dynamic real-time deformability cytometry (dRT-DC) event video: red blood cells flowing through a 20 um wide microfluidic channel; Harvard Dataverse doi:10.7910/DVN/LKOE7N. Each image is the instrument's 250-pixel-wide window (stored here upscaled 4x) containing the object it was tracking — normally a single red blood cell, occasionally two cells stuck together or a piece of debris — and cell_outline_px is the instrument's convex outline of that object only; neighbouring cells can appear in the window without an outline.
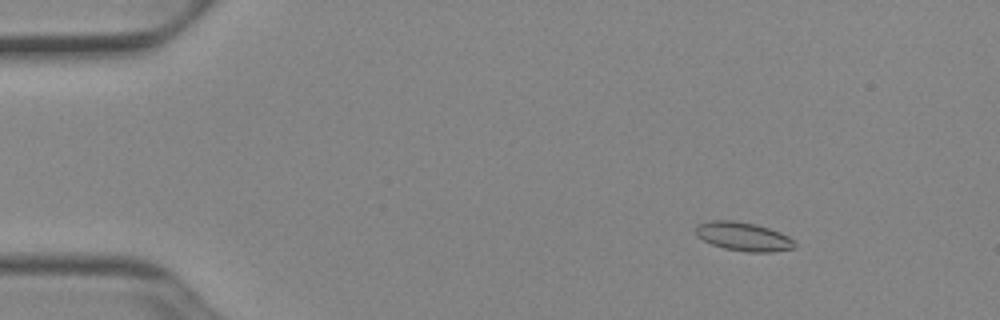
{"species": "Egyptian fruit bat (a non-hibernating species)", "species_latin": "Rousettus aegyptiacus", "temperature_condition": "cold", "stored_images_in_passage": 52, "camera_frame_rate_fps": 3000, "um_per_image_px": 0.085, "animal": {"sex": "female"}, "frame": {"image": 1, "passage_image": 7, "time_ms": 2.0, "image_size_px": [1000, 320], "cell_outline_px": [[796, 248], [772, 252], [748, 252], [724, 248], [712, 244], [696, 236], [696, 224], [712, 220], [732, 220], [756, 224], [780, 232], [788, 236], [796, 244]], "centroid_in_image_um": [63.19, 20.1], "position_along_channel_um": 21.8, "area_um2": 16.59}}
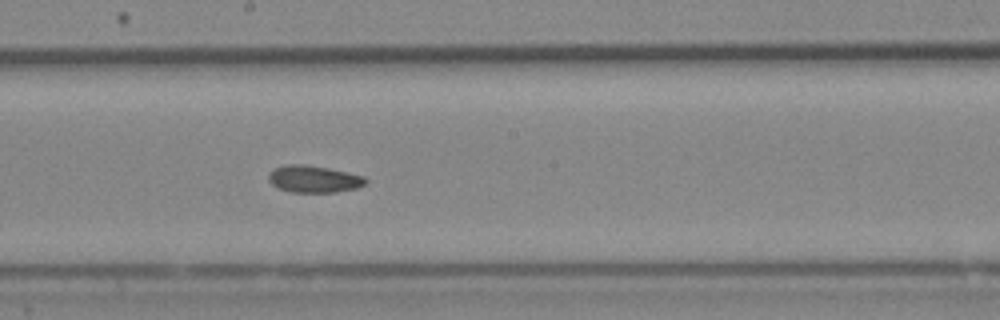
{"frame": {"image": 2, "passage_image": 29, "time_ms": 9.333, "image_size_px": [1000, 320], "cell_outline_px": [[368, 180], [364, 184], [356, 188], [336, 192], [292, 192], [276, 188], [268, 180], [268, 172], [272, 168], [284, 164], [304, 164], [328, 168], [364, 176]], "centroid_in_image_um": [26.61, 15.21], "position_along_channel_um": 221.6, "area_um2": 15.43}}
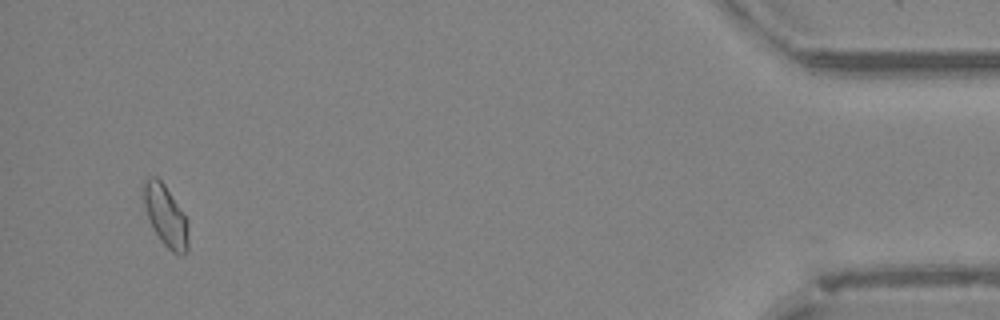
{"frame": {"image": 3, "passage_image": 50, "time_ms": 16.333, "image_size_px": [1000, 320], "cell_outline_px": [[188, 248], [180, 256], [172, 252], [160, 240], [148, 220], [144, 204], [144, 180], [148, 176], [156, 176], [164, 184], [188, 220]], "centroid_in_image_um": [14.08, 18.35], "position_along_channel_um": 421.1, "area_um2": 15.9}, "authors_computed_cell_mechanics": {"area_um2": 15.5193, "velocity_mm_per_s": 3.9048, "shape_relaxation_time_tau1_ms": null, "shape_relaxation_time_tau2_ms": 9.4654, "deformation_change_tau1": null, "deformation_change_tau2": 0.1372}}